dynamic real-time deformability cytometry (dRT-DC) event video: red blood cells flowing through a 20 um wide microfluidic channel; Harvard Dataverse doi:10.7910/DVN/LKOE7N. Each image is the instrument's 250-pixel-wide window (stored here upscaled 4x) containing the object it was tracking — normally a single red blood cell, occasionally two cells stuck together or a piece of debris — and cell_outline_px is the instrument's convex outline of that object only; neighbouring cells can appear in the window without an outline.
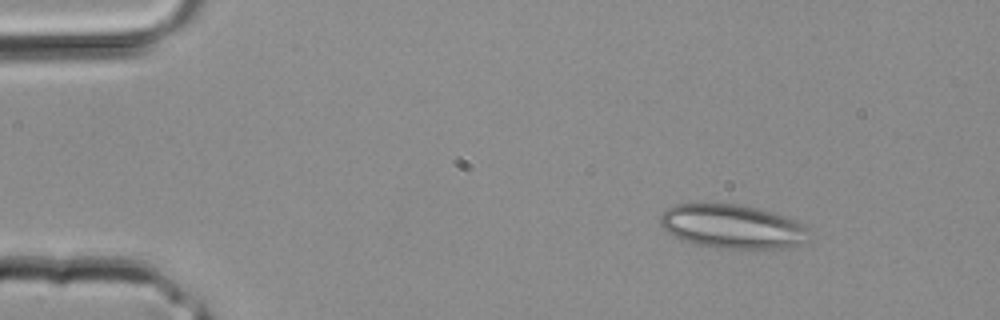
{"species": "common noctule bat (a hibernating species)", "species_latin": "Nyctalus noctula", "temperature_condition": "room temperature", "stored_images_in_passage": 2, "camera_frame_rate_fps": 3000, "um_per_image_px": 0.085, "animal": {"sex": "male", "body_mass_g": 20.4}, "frame": {"image": 1, "passage_image": 1, "time_ms": 0.0, "image_size_px": [1000, 320], "cell_outline_px": [[808, 228], [804, 240], [796, 244], [768, 252], [720, 248], [696, 244], [672, 236], [660, 224], [660, 216], [668, 208], [676, 204], [736, 204], [756, 208], [784, 216]], "centroid_in_image_um": [62.22, 19.29], "position_along_channel_um": 22.8, "area_um2": 38.09}}